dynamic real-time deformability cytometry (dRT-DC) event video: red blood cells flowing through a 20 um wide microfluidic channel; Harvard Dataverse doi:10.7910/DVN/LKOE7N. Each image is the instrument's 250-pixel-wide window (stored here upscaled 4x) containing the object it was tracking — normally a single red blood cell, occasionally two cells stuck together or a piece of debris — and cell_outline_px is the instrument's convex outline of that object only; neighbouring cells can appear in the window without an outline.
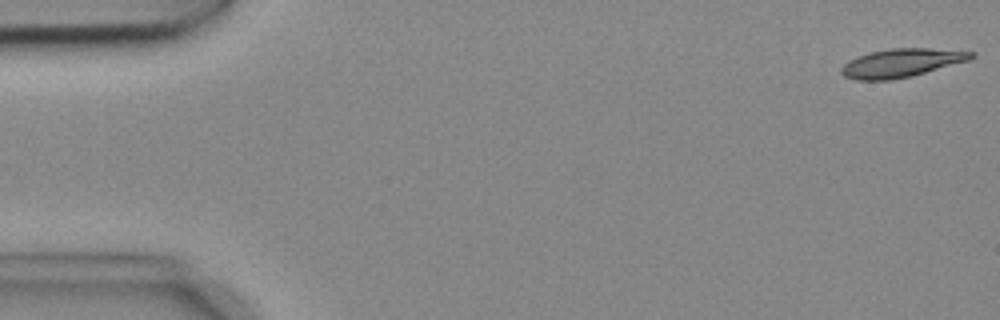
{"species": "common noctule bat (a hibernating species)", "species_latin": "Nyctalus noctula", "temperature_condition": "cold", "stored_images_in_passage": 5, "camera_frame_rate_fps": 3000, "um_per_image_px": 0.085, "animal": {"sex": "female", "body_mass_g": 18.4}, "frame": {"image": 1, "passage_image": 1, "time_ms": 0.0, "image_size_px": [1000, 320], "cell_outline_px": [[976, 56], [972, 60], [912, 76], [888, 80], [856, 80], [844, 76], [840, 72], [840, 68], [848, 60], [872, 52], [892, 48], [928, 48], [976, 52]], "centroid_in_image_um": [76.67, 5.35], "position_along_channel_um": 8.3, "area_um2": 21.62}}